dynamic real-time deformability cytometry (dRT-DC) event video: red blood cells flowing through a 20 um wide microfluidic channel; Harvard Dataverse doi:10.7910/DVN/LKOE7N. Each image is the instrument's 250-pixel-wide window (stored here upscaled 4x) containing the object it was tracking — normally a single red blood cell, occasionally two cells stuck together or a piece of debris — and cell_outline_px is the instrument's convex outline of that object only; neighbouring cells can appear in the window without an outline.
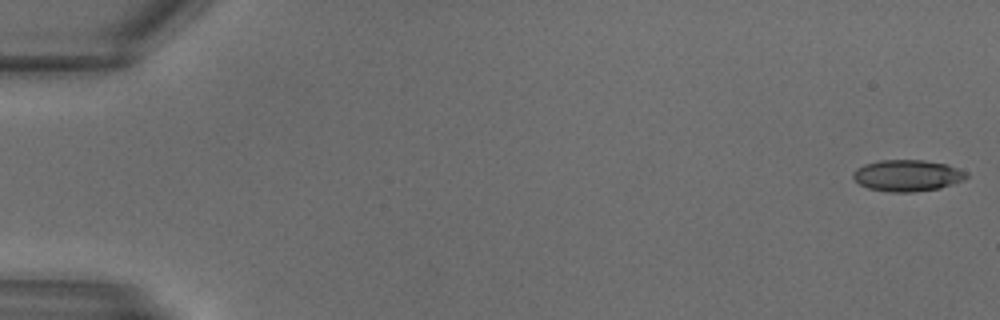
{"species": "common noctule bat (a hibernating species)", "species_latin": "Nyctalus noctula", "temperature_condition": "warm", "stored_images_in_passage": 5, "camera_frame_rate_fps": 3000, "um_per_image_px": 0.085, "animal": {"sex": "male", "body_mass_g": 18.8}, "frame": {"image": 1, "passage_image": 1, "time_ms": 0.0, "image_size_px": [1000, 320], "cell_outline_px": [[968, 176], [964, 180], [940, 188], [912, 192], [888, 192], [868, 188], [860, 184], [852, 176], [852, 172], [856, 168], [864, 164], [880, 160], [924, 160], [948, 164], [968, 172]], "centroid_in_image_um": [77.14, 14.91], "position_along_channel_um": 7.9, "area_um2": 20.92}}